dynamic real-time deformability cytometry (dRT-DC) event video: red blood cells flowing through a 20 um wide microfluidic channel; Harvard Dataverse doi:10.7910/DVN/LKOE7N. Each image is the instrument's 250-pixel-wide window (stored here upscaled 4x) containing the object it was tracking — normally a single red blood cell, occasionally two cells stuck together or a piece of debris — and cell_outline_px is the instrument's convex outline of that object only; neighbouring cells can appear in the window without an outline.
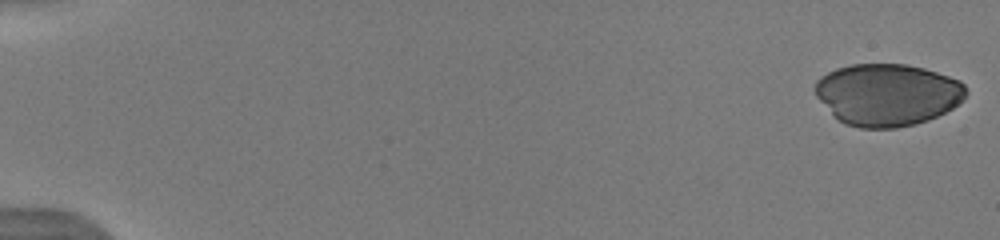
{"species": "human", "species_latin": "Homo sapiens", "temperature_condition": "warm", "stored_images_in_passage": 45, "camera_frame_rate_fps": 3000, "um_per_image_px": 0.085, "donor": {"sex": "male"}, "frame": {"image": 1, "passage_image": 1, "time_ms": 0.0, "image_size_px": [1000, 240], "cell_outline_px": [[968, 92], [952, 108], [928, 120], [916, 124], [896, 128], [860, 128], [844, 124], [816, 96], [816, 80], [820, 76], [836, 68], [852, 64], [904, 64], [924, 68], [960, 80], [964, 84]], "centroid_in_image_um": [75.43, 8.04], "position_along_channel_um": 9.6, "area_um2": 54.27}}
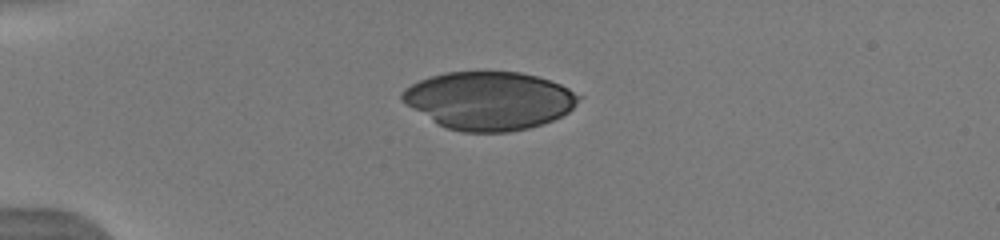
{"frame": {"image": 2, "passage_image": 14, "time_ms": 4.333, "image_size_px": [1000, 240], "cell_outline_px": [[584, 96], [568, 112], [552, 120], [528, 128], [508, 132], [464, 132], [448, 128], [432, 120], [412, 108], [400, 100], [400, 92], [404, 88], [420, 80], [444, 72], [520, 72], [536, 76], [560, 84]], "centroid_in_image_um": [41.58, 8.54], "position_along_channel_um": 43.4, "area_um2": 59.48}}
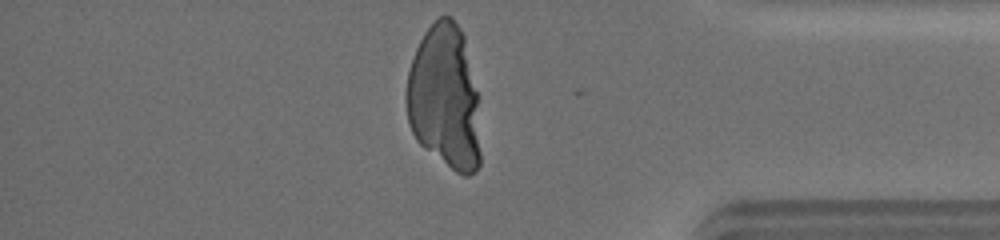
{"frame": {"image": 3, "passage_image": 45, "time_ms": 14.667, "image_size_px": [1000, 240], "cell_outline_px": [[480, 164], [476, 172], [468, 176], [464, 176], [456, 172], [420, 144], [416, 140], [408, 124], [408, 72], [416, 48], [424, 32], [440, 16], [452, 16], [460, 28], [464, 36], [476, 92], [480, 152]], "centroid_in_image_um": [37.8, 8.3], "position_along_channel_um": 397.4, "area_um2": 61.67}}